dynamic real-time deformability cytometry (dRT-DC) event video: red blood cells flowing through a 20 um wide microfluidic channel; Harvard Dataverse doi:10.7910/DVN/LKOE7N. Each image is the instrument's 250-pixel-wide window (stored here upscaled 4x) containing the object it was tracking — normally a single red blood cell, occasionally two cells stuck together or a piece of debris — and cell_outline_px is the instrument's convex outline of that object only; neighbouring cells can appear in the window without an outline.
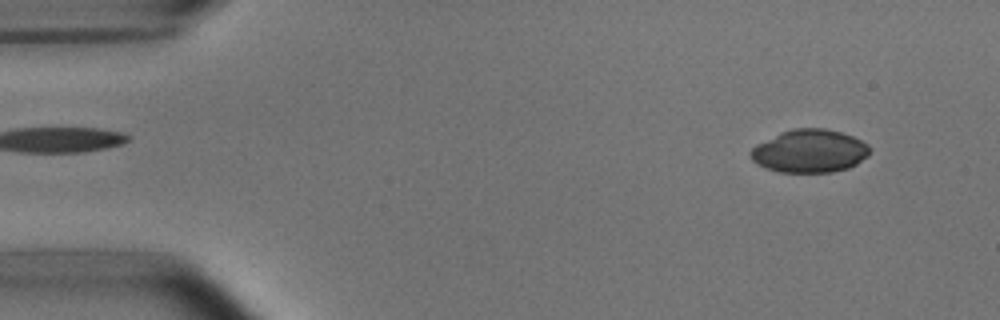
{"species": "common noctule bat (a hibernating species)", "species_latin": "Nyctalus noctula", "temperature_condition": "room temperature", "stored_images_in_passage": 50, "camera_frame_rate_fps": 3000, "um_per_image_px": 0.085, "animal": {"sex": "male", "body_mass_g": 15.6}, "frame": {"image": 1, "passage_image": 3, "time_ms": 0.667, "image_size_px": [1000, 320], "cell_outline_px": [[872, 148], [868, 156], [856, 164], [848, 168], [832, 172], [780, 172], [756, 164], [752, 160], [748, 152], [756, 144], [780, 132], [792, 128], [824, 128], [840, 132], [852, 136], [868, 144]], "centroid_in_image_um": [68.81, 12.83], "position_along_channel_um": 16.2, "area_um2": 30.06}}
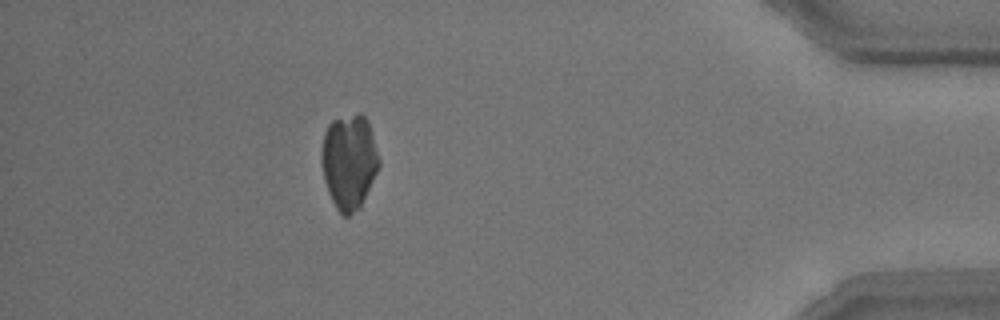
{"frame": {"image": 2, "passage_image": 45, "time_ms": 14.667, "image_size_px": [1000, 320], "cell_outline_px": [[380, 164], [360, 208], [348, 216], [344, 216], [336, 208], [328, 192], [324, 180], [320, 160], [320, 152], [324, 132], [328, 124], [332, 120], [360, 112], [368, 120], [380, 160]], "centroid_in_image_um": [29.65, 13.72], "position_along_channel_um": 405.6, "area_um2": 31.96}}